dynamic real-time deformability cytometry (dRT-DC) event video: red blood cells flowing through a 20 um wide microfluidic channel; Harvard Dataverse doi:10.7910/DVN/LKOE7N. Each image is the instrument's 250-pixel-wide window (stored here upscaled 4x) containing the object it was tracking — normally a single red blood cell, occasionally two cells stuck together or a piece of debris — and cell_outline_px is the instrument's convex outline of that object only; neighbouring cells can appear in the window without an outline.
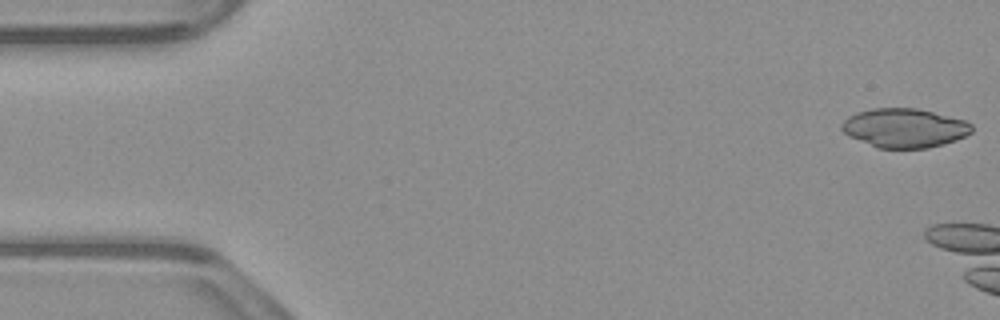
{"species": "common noctule bat (a hibernating species)", "species_latin": "Nyctalus noctula", "temperature_condition": "warm", "stored_images_in_passage": 8, "camera_frame_rate_fps": 3000, "um_per_image_px": 0.085, "animal": {"sex": "male", "body_mass_g": 23.1, "forearm_length_mm": 52.7}, "frame": {"image": 1, "passage_image": 1, "time_ms": 0.0, "image_size_px": [1000, 320], "cell_outline_px": [[972, 132], [956, 140], [944, 144], [928, 148], [876, 148], [848, 136], [840, 128], [840, 124], [848, 116], [856, 112], [872, 108], [916, 108], [964, 120], [972, 124]], "centroid_in_image_um": [76.84, 10.88], "position_along_channel_um": 8.2, "area_um2": 29.71}}